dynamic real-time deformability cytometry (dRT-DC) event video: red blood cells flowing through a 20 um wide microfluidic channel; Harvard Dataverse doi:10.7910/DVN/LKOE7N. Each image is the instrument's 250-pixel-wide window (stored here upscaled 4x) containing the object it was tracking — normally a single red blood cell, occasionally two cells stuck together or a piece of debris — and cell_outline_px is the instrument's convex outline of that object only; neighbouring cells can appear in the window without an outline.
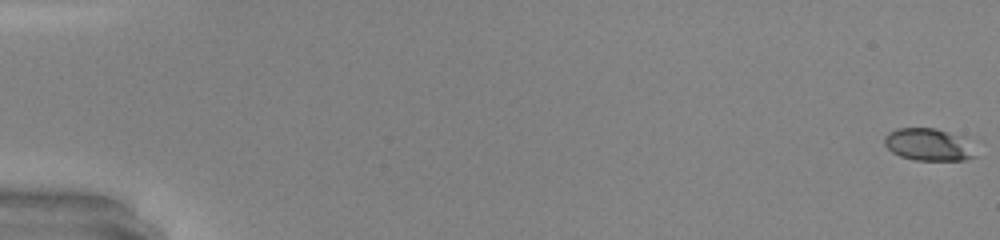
{"species": "common noctule bat (a hibernating species)", "species_latin": "Nyctalus noctula", "temperature_condition": "warm", "stored_images_in_passage": 41, "camera_frame_rate_fps": 3000, "um_per_image_px": 0.085, "animal": {"sex": "male", "body_mass_g": 20.0, "forearm_length_mm": 53.3}, "frame": {"image": 1, "passage_image": 1, "time_ms": 0.0, "image_size_px": [1000, 240], "cell_outline_px": [[976, 156], [964, 160], [916, 160], [900, 156], [892, 152], [884, 144], [884, 136], [888, 132], [896, 128], [936, 128], [960, 136]], "centroid_in_image_um": [78.82, 12.28], "position_along_channel_um": 6.2, "area_um2": 16.76}}
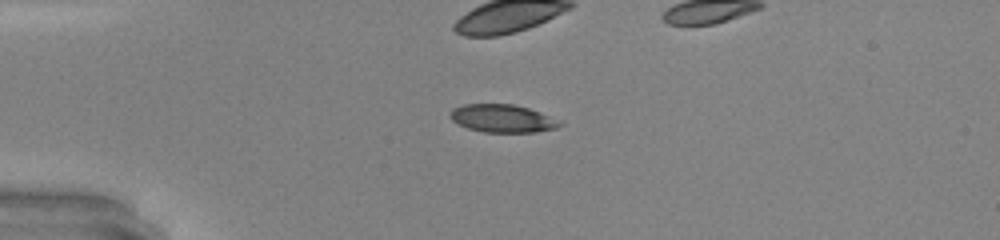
{"frame": {"image": 2, "passage_image": 14, "time_ms": 4.333, "image_size_px": [1000, 240], "cell_outline_px": [[564, 124], [556, 128], [536, 132], [484, 132], [468, 128], [452, 120], [448, 116], [448, 112], [452, 108], [464, 104], [512, 104], [528, 108], [540, 112]], "centroid_in_image_um": [42.66, 10.06], "position_along_channel_um": 42.3, "area_um2": 17.74}}